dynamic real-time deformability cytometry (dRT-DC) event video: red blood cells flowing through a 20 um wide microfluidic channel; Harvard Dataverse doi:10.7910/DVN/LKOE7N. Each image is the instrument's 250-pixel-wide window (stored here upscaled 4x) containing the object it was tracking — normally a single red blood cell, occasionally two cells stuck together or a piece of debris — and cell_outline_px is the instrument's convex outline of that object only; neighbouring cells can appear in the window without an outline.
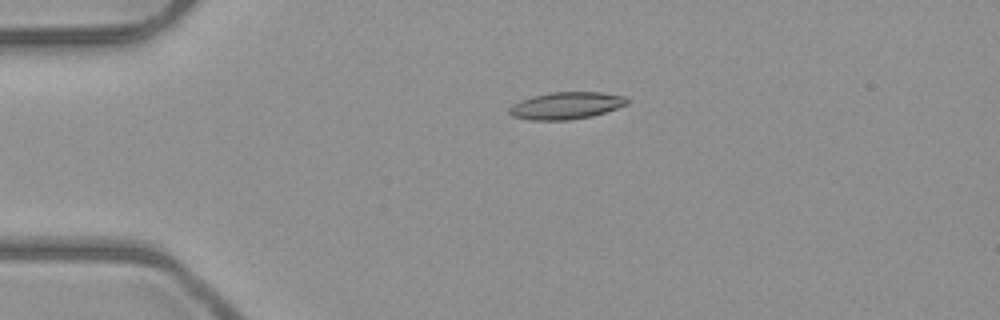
{"species": "common noctule bat (a hibernating species)", "species_latin": "Nyctalus noctula", "temperature_condition": "room temperature", "stored_images_in_passage": 5, "camera_frame_rate_fps": 3000, "um_per_image_px": 0.085, "animal": {"sex": "male", "body_mass_g": 23.1, "forearm_length_mm": 52.7}, "frame": {"image": 1, "passage_image": 5, "time_ms": 4.667, "image_size_px": [1000, 320], "cell_outline_px": [[628, 104], [592, 116], [572, 120], [532, 120], [512, 116], [508, 112], [508, 108], [512, 104], [520, 100], [532, 96], [552, 92], [600, 92], [624, 96], [628, 100]], "centroid_in_image_um": [48.09, 8.98], "position_along_channel_um": 36.9, "area_um2": 18.61}}